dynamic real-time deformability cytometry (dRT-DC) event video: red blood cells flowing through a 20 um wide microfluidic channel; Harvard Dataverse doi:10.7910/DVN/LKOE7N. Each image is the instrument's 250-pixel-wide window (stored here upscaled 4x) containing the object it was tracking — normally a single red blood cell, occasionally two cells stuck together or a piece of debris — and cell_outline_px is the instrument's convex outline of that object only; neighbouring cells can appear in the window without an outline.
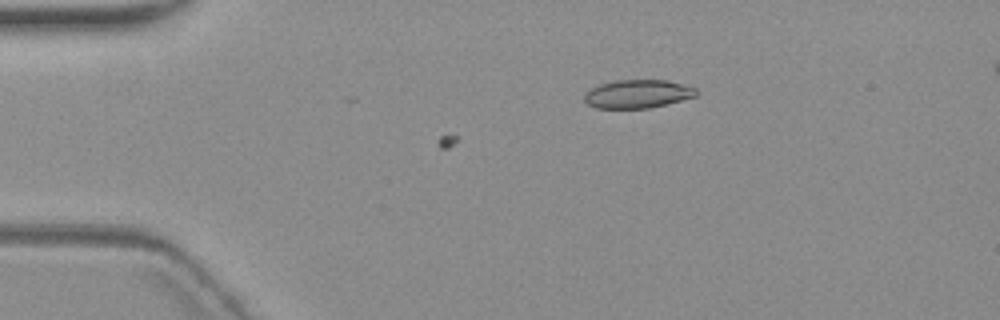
{"species": "common noctule bat (a hibernating species)", "species_latin": "Nyctalus noctula", "temperature_condition": "warm", "stored_images_in_passage": 5, "camera_frame_rate_fps": 3000, "um_per_image_px": 0.085, "animal": {"sex": "female", "body_mass_g": 19.3, "forearm_length_mm": 54.1}, "frame": {"image": 1, "passage_image": 5, "time_ms": 4.667, "image_size_px": [1000, 320], "cell_outline_px": [[696, 96], [648, 108], [596, 108], [588, 104], [584, 100], [584, 96], [592, 88], [600, 84], [616, 80], [664, 80], [696, 88]], "centroid_in_image_um": [54.16, 7.98], "position_along_channel_um": 30.8, "area_um2": 18.09}}